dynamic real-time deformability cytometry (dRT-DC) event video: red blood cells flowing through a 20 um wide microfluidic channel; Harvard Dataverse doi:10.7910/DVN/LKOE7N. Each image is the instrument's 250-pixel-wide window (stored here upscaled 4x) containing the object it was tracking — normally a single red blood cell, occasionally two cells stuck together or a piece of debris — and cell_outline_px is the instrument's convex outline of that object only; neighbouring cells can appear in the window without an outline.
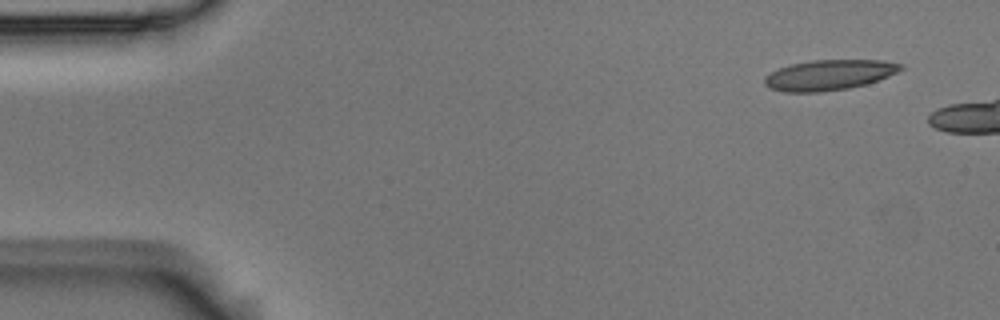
{"species": "Egyptian fruit bat (a non-hibernating species)", "species_latin": "Rousettus aegyptiacus", "temperature_condition": "room temperature", "stored_images_in_passage": 3, "camera_frame_rate_fps": 3000, "um_per_image_px": 0.085, "animal": {"sex": "male"}, "frame": {"image": 1, "passage_image": 1, "time_ms": 0.0, "image_size_px": [1000, 320], "cell_outline_px": [[904, 68], [888, 76], [864, 84], [848, 88], [820, 92], [784, 92], [768, 88], [764, 84], [764, 76], [780, 68], [792, 64], [812, 60], [880, 60], [904, 64]], "centroid_in_image_um": [70.44, 6.37], "position_along_channel_um": 14.6, "area_um2": 23.93}}